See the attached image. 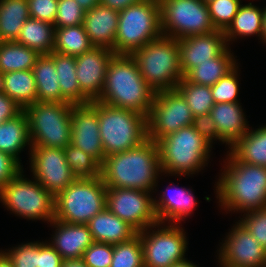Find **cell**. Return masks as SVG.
Returning <instances> with one entry per match:
<instances>
[{"instance_id": "4316f807", "label": "cell", "mask_w": 266, "mask_h": 267, "mask_svg": "<svg viewBox=\"0 0 266 267\" xmlns=\"http://www.w3.org/2000/svg\"><path fill=\"white\" fill-rule=\"evenodd\" d=\"M26 146L32 147L27 116L22 111L15 118L0 124V152L11 155L22 164L19 155Z\"/></svg>"}, {"instance_id": "c3c4849f", "label": "cell", "mask_w": 266, "mask_h": 267, "mask_svg": "<svg viewBox=\"0 0 266 267\" xmlns=\"http://www.w3.org/2000/svg\"><path fill=\"white\" fill-rule=\"evenodd\" d=\"M61 255L47 241H38V266L37 267H62Z\"/></svg>"}, {"instance_id": "db71d44e", "label": "cell", "mask_w": 266, "mask_h": 267, "mask_svg": "<svg viewBox=\"0 0 266 267\" xmlns=\"http://www.w3.org/2000/svg\"><path fill=\"white\" fill-rule=\"evenodd\" d=\"M0 267H14L11 259L3 250H0Z\"/></svg>"}, {"instance_id": "ba28073f", "label": "cell", "mask_w": 266, "mask_h": 267, "mask_svg": "<svg viewBox=\"0 0 266 267\" xmlns=\"http://www.w3.org/2000/svg\"><path fill=\"white\" fill-rule=\"evenodd\" d=\"M163 35L160 7L156 0H143L119 11L115 54L131 55Z\"/></svg>"}, {"instance_id": "ac0fdd59", "label": "cell", "mask_w": 266, "mask_h": 267, "mask_svg": "<svg viewBox=\"0 0 266 267\" xmlns=\"http://www.w3.org/2000/svg\"><path fill=\"white\" fill-rule=\"evenodd\" d=\"M114 51L93 47L76 56V76L81 91L91 100H96L102 92L107 66L114 56Z\"/></svg>"}, {"instance_id": "83f0119b", "label": "cell", "mask_w": 266, "mask_h": 267, "mask_svg": "<svg viewBox=\"0 0 266 267\" xmlns=\"http://www.w3.org/2000/svg\"><path fill=\"white\" fill-rule=\"evenodd\" d=\"M39 102H67L61 94L54 60L49 54L39 55L32 68Z\"/></svg>"}, {"instance_id": "e0dca14e", "label": "cell", "mask_w": 266, "mask_h": 267, "mask_svg": "<svg viewBox=\"0 0 266 267\" xmlns=\"http://www.w3.org/2000/svg\"><path fill=\"white\" fill-rule=\"evenodd\" d=\"M71 144L93 156L100 164L105 159L101 143L97 110L89 103L73 105Z\"/></svg>"}, {"instance_id": "4dcf8cb0", "label": "cell", "mask_w": 266, "mask_h": 267, "mask_svg": "<svg viewBox=\"0 0 266 267\" xmlns=\"http://www.w3.org/2000/svg\"><path fill=\"white\" fill-rule=\"evenodd\" d=\"M231 52L229 46L221 55L211 59V62L200 63L191 69L184 78L191 83L212 87L238 64Z\"/></svg>"}, {"instance_id": "9c48e42d", "label": "cell", "mask_w": 266, "mask_h": 267, "mask_svg": "<svg viewBox=\"0 0 266 267\" xmlns=\"http://www.w3.org/2000/svg\"><path fill=\"white\" fill-rule=\"evenodd\" d=\"M68 102H39L25 107L32 146L64 149L71 143V113Z\"/></svg>"}, {"instance_id": "60d3db41", "label": "cell", "mask_w": 266, "mask_h": 267, "mask_svg": "<svg viewBox=\"0 0 266 267\" xmlns=\"http://www.w3.org/2000/svg\"><path fill=\"white\" fill-rule=\"evenodd\" d=\"M85 11L76 0H58L55 28L82 25Z\"/></svg>"}, {"instance_id": "681fc988", "label": "cell", "mask_w": 266, "mask_h": 267, "mask_svg": "<svg viewBox=\"0 0 266 267\" xmlns=\"http://www.w3.org/2000/svg\"><path fill=\"white\" fill-rule=\"evenodd\" d=\"M23 109L0 90V124L15 118Z\"/></svg>"}, {"instance_id": "cb8c5ba5", "label": "cell", "mask_w": 266, "mask_h": 267, "mask_svg": "<svg viewBox=\"0 0 266 267\" xmlns=\"http://www.w3.org/2000/svg\"><path fill=\"white\" fill-rule=\"evenodd\" d=\"M94 242L117 244L131 240L137 231L105 208L88 222Z\"/></svg>"}, {"instance_id": "ab89813d", "label": "cell", "mask_w": 266, "mask_h": 267, "mask_svg": "<svg viewBox=\"0 0 266 267\" xmlns=\"http://www.w3.org/2000/svg\"><path fill=\"white\" fill-rule=\"evenodd\" d=\"M238 64L224 77H221L212 87L211 93L215 103H234L238 100L239 74Z\"/></svg>"}, {"instance_id": "30bf717a", "label": "cell", "mask_w": 266, "mask_h": 267, "mask_svg": "<svg viewBox=\"0 0 266 267\" xmlns=\"http://www.w3.org/2000/svg\"><path fill=\"white\" fill-rule=\"evenodd\" d=\"M23 169L0 189V202L15 216L50 223L55 217L54 196ZM33 180V181H32Z\"/></svg>"}, {"instance_id": "f546056e", "label": "cell", "mask_w": 266, "mask_h": 267, "mask_svg": "<svg viewBox=\"0 0 266 267\" xmlns=\"http://www.w3.org/2000/svg\"><path fill=\"white\" fill-rule=\"evenodd\" d=\"M15 42L35 50L39 55L50 54L55 44V27L51 23L29 18Z\"/></svg>"}, {"instance_id": "6da1fadb", "label": "cell", "mask_w": 266, "mask_h": 267, "mask_svg": "<svg viewBox=\"0 0 266 267\" xmlns=\"http://www.w3.org/2000/svg\"><path fill=\"white\" fill-rule=\"evenodd\" d=\"M215 184L221 209L246 213L266 208V167L240 161L230 150Z\"/></svg>"}, {"instance_id": "5bb4252c", "label": "cell", "mask_w": 266, "mask_h": 267, "mask_svg": "<svg viewBox=\"0 0 266 267\" xmlns=\"http://www.w3.org/2000/svg\"><path fill=\"white\" fill-rule=\"evenodd\" d=\"M151 193L129 188H107L106 208L140 232L158 222Z\"/></svg>"}, {"instance_id": "d4e9b609", "label": "cell", "mask_w": 266, "mask_h": 267, "mask_svg": "<svg viewBox=\"0 0 266 267\" xmlns=\"http://www.w3.org/2000/svg\"><path fill=\"white\" fill-rule=\"evenodd\" d=\"M55 65L62 97L73 105L89 104L91 100L81 91L76 76V57L57 52L49 54Z\"/></svg>"}, {"instance_id": "ffe728a7", "label": "cell", "mask_w": 266, "mask_h": 267, "mask_svg": "<svg viewBox=\"0 0 266 267\" xmlns=\"http://www.w3.org/2000/svg\"><path fill=\"white\" fill-rule=\"evenodd\" d=\"M191 190L172 184L162 190L159 200L154 197V209L158 222L181 224V221L187 219L198 203Z\"/></svg>"}, {"instance_id": "f907efd6", "label": "cell", "mask_w": 266, "mask_h": 267, "mask_svg": "<svg viewBox=\"0 0 266 267\" xmlns=\"http://www.w3.org/2000/svg\"><path fill=\"white\" fill-rule=\"evenodd\" d=\"M141 1L143 0H100V4L116 11H121Z\"/></svg>"}, {"instance_id": "bcb514c9", "label": "cell", "mask_w": 266, "mask_h": 267, "mask_svg": "<svg viewBox=\"0 0 266 267\" xmlns=\"http://www.w3.org/2000/svg\"><path fill=\"white\" fill-rule=\"evenodd\" d=\"M192 126L211 146L217 140L222 143L210 113L193 117Z\"/></svg>"}, {"instance_id": "3957f363", "label": "cell", "mask_w": 266, "mask_h": 267, "mask_svg": "<svg viewBox=\"0 0 266 267\" xmlns=\"http://www.w3.org/2000/svg\"><path fill=\"white\" fill-rule=\"evenodd\" d=\"M155 94L131 55L114 54L107 66L101 95L96 100L148 116Z\"/></svg>"}, {"instance_id": "8992f818", "label": "cell", "mask_w": 266, "mask_h": 267, "mask_svg": "<svg viewBox=\"0 0 266 267\" xmlns=\"http://www.w3.org/2000/svg\"><path fill=\"white\" fill-rule=\"evenodd\" d=\"M131 56L143 79L155 93L176 89L183 78L177 39L162 35L134 51Z\"/></svg>"}, {"instance_id": "11a10c76", "label": "cell", "mask_w": 266, "mask_h": 267, "mask_svg": "<svg viewBox=\"0 0 266 267\" xmlns=\"http://www.w3.org/2000/svg\"><path fill=\"white\" fill-rule=\"evenodd\" d=\"M170 267H199L198 265H196L195 263H193L192 261H189L186 259L179 261L173 265H171Z\"/></svg>"}, {"instance_id": "f5cc1de1", "label": "cell", "mask_w": 266, "mask_h": 267, "mask_svg": "<svg viewBox=\"0 0 266 267\" xmlns=\"http://www.w3.org/2000/svg\"><path fill=\"white\" fill-rule=\"evenodd\" d=\"M81 8L86 12L97 6L100 3V0H76Z\"/></svg>"}, {"instance_id": "7a4b0ae2", "label": "cell", "mask_w": 266, "mask_h": 267, "mask_svg": "<svg viewBox=\"0 0 266 267\" xmlns=\"http://www.w3.org/2000/svg\"><path fill=\"white\" fill-rule=\"evenodd\" d=\"M161 173L158 145L150 138L137 147L105 156L101 164V178L106 188H129L153 193L157 191Z\"/></svg>"}, {"instance_id": "7402d4cb", "label": "cell", "mask_w": 266, "mask_h": 267, "mask_svg": "<svg viewBox=\"0 0 266 267\" xmlns=\"http://www.w3.org/2000/svg\"><path fill=\"white\" fill-rule=\"evenodd\" d=\"M119 11L100 3L86 11L83 25L94 47L107 48L115 53V36L117 33Z\"/></svg>"}, {"instance_id": "74e56055", "label": "cell", "mask_w": 266, "mask_h": 267, "mask_svg": "<svg viewBox=\"0 0 266 267\" xmlns=\"http://www.w3.org/2000/svg\"><path fill=\"white\" fill-rule=\"evenodd\" d=\"M110 267H144L143 248L138 234L129 241L113 244Z\"/></svg>"}, {"instance_id": "9a60e30c", "label": "cell", "mask_w": 266, "mask_h": 267, "mask_svg": "<svg viewBox=\"0 0 266 267\" xmlns=\"http://www.w3.org/2000/svg\"><path fill=\"white\" fill-rule=\"evenodd\" d=\"M28 152L32 177L54 197L76 179L66 162L64 149L32 146Z\"/></svg>"}, {"instance_id": "277c9868", "label": "cell", "mask_w": 266, "mask_h": 267, "mask_svg": "<svg viewBox=\"0 0 266 267\" xmlns=\"http://www.w3.org/2000/svg\"><path fill=\"white\" fill-rule=\"evenodd\" d=\"M161 175L192 176L209 163L212 146L193 128L182 127L157 142Z\"/></svg>"}, {"instance_id": "f35d334b", "label": "cell", "mask_w": 266, "mask_h": 267, "mask_svg": "<svg viewBox=\"0 0 266 267\" xmlns=\"http://www.w3.org/2000/svg\"><path fill=\"white\" fill-rule=\"evenodd\" d=\"M211 23L216 30L225 31L242 5L241 0H211L207 3Z\"/></svg>"}, {"instance_id": "5b68a950", "label": "cell", "mask_w": 266, "mask_h": 267, "mask_svg": "<svg viewBox=\"0 0 266 267\" xmlns=\"http://www.w3.org/2000/svg\"><path fill=\"white\" fill-rule=\"evenodd\" d=\"M105 156L137 147L148 139L147 116L94 100Z\"/></svg>"}, {"instance_id": "f1b7e54d", "label": "cell", "mask_w": 266, "mask_h": 267, "mask_svg": "<svg viewBox=\"0 0 266 267\" xmlns=\"http://www.w3.org/2000/svg\"><path fill=\"white\" fill-rule=\"evenodd\" d=\"M264 8H259L252 4H242L231 24L224 31L226 42L229 45L230 42L246 36L256 35L261 39L262 36V21H263Z\"/></svg>"}, {"instance_id": "4fadbf2b", "label": "cell", "mask_w": 266, "mask_h": 267, "mask_svg": "<svg viewBox=\"0 0 266 267\" xmlns=\"http://www.w3.org/2000/svg\"><path fill=\"white\" fill-rule=\"evenodd\" d=\"M193 117L186 99L177 89L157 92L147 116L148 138L157 142L192 125Z\"/></svg>"}, {"instance_id": "680465c9", "label": "cell", "mask_w": 266, "mask_h": 267, "mask_svg": "<svg viewBox=\"0 0 266 267\" xmlns=\"http://www.w3.org/2000/svg\"><path fill=\"white\" fill-rule=\"evenodd\" d=\"M3 43V41H2V39H1V37H0V47H1V44Z\"/></svg>"}, {"instance_id": "ee69618b", "label": "cell", "mask_w": 266, "mask_h": 267, "mask_svg": "<svg viewBox=\"0 0 266 267\" xmlns=\"http://www.w3.org/2000/svg\"><path fill=\"white\" fill-rule=\"evenodd\" d=\"M113 244L93 242L83 253L82 259L88 267H110Z\"/></svg>"}, {"instance_id": "1f68e13d", "label": "cell", "mask_w": 266, "mask_h": 267, "mask_svg": "<svg viewBox=\"0 0 266 267\" xmlns=\"http://www.w3.org/2000/svg\"><path fill=\"white\" fill-rule=\"evenodd\" d=\"M242 162L266 167V124L249 130L230 148Z\"/></svg>"}, {"instance_id": "7c38bea8", "label": "cell", "mask_w": 266, "mask_h": 267, "mask_svg": "<svg viewBox=\"0 0 266 267\" xmlns=\"http://www.w3.org/2000/svg\"><path fill=\"white\" fill-rule=\"evenodd\" d=\"M180 226L157 222L137 233L141 238L144 267H170L186 259L187 236Z\"/></svg>"}, {"instance_id": "d590c367", "label": "cell", "mask_w": 266, "mask_h": 267, "mask_svg": "<svg viewBox=\"0 0 266 267\" xmlns=\"http://www.w3.org/2000/svg\"><path fill=\"white\" fill-rule=\"evenodd\" d=\"M176 89L186 99L194 117L210 113L215 104L209 86L191 83L183 77Z\"/></svg>"}, {"instance_id": "7dc6e473", "label": "cell", "mask_w": 266, "mask_h": 267, "mask_svg": "<svg viewBox=\"0 0 266 267\" xmlns=\"http://www.w3.org/2000/svg\"><path fill=\"white\" fill-rule=\"evenodd\" d=\"M22 169L23 165L15 158L7 153L0 152V189L12 180Z\"/></svg>"}, {"instance_id": "e575fe53", "label": "cell", "mask_w": 266, "mask_h": 267, "mask_svg": "<svg viewBox=\"0 0 266 267\" xmlns=\"http://www.w3.org/2000/svg\"><path fill=\"white\" fill-rule=\"evenodd\" d=\"M39 54L15 41L3 42L0 47V74L32 70Z\"/></svg>"}, {"instance_id": "d6986e66", "label": "cell", "mask_w": 266, "mask_h": 267, "mask_svg": "<svg viewBox=\"0 0 266 267\" xmlns=\"http://www.w3.org/2000/svg\"><path fill=\"white\" fill-rule=\"evenodd\" d=\"M178 42L183 77L200 63L211 62L229 47L221 30L178 39Z\"/></svg>"}, {"instance_id": "b9f144b4", "label": "cell", "mask_w": 266, "mask_h": 267, "mask_svg": "<svg viewBox=\"0 0 266 267\" xmlns=\"http://www.w3.org/2000/svg\"><path fill=\"white\" fill-rule=\"evenodd\" d=\"M3 251L11 259L14 267L38 266V241L22 243Z\"/></svg>"}, {"instance_id": "2e32d148", "label": "cell", "mask_w": 266, "mask_h": 267, "mask_svg": "<svg viewBox=\"0 0 266 267\" xmlns=\"http://www.w3.org/2000/svg\"><path fill=\"white\" fill-rule=\"evenodd\" d=\"M224 239L217 249L220 267H266V249L239 220Z\"/></svg>"}, {"instance_id": "f6af8a7d", "label": "cell", "mask_w": 266, "mask_h": 267, "mask_svg": "<svg viewBox=\"0 0 266 267\" xmlns=\"http://www.w3.org/2000/svg\"><path fill=\"white\" fill-rule=\"evenodd\" d=\"M30 18L54 24L58 0H27Z\"/></svg>"}, {"instance_id": "9f6ffc18", "label": "cell", "mask_w": 266, "mask_h": 267, "mask_svg": "<svg viewBox=\"0 0 266 267\" xmlns=\"http://www.w3.org/2000/svg\"><path fill=\"white\" fill-rule=\"evenodd\" d=\"M262 36L261 40L262 43L266 44V6L264 7V13H263V21H262Z\"/></svg>"}, {"instance_id": "8fae6325", "label": "cell", "mask_w": 266, "mask_h": 267, "mask_svg": "<svg viewBox=\"0 0 266 267\" xmlns=\"http://www.w3.org/2000/svg\"><path fill=\"white\" fill-rule=\"evenodd\" d=\"M159 7L163 36L178 40L216 30L202 0H163Z\"/></svg>"}, {"instance_id": "816d5d0a", "label": "cell", "mask_w": 266, "mask_h": 267, "mask_svg": "<svg viewBox=\"0 0 266 267\" xmlns=\"http://www.w3.org/2000/svg\"><path fill=\"white\" fill-rule=\"evenodd\" d=\"M62 267H88L82 258L64 259Z\"/></svg>"}, {"instance_id": "52a82bcc", "label": "cell", "mask_w": 266, "mask_h": 267, "mask_svg": "<svg viewBox=\"0 0 266 267\" xmlns=\"http://www.w3.org/2000/svg\"><path fill=\"white\" fill-rule=\"evenodd\" d=\"M107 188L101 176L76 178L55 197V217L58 221L88 224L106 208Z\"/></svg>"}, {"instance_id": "44dd1931", "label": "cell", "mask_w": 266, "mask_h": 267, "mask_svg": "<svg viewBox=\"0 0 266 267\" xmlns=\"http://www.w3.org/2000/svg\"><path fill=\"white\" fill-rule=\"evenodd\" d=\"M55 228L49 243L62 259L82 258L85 250L94 242L87 224L66 223L53 219Z\"/></svg>"}, {"instance_id": "7bdbcfd3", "label": "cell", "mask_w": 266, "mask_h": 267, "mask_svg": "<svg viewBox=\"0 0 266 267\" xmlns=\"http://www.w3.org/2000/svg\"><path fill=\"white\" fill-rule=\"evenodd\" d=\"M240 222L252 234L254 239L266 249V208L248 211L242 215Z\"/></svg>"}, {"instance_id": "484cf974", "label": "cell", "mask_w": 266, "mask_h": 267, "mask_svg": "<svg viewBox=\"0 0 266 267\" xmlns=\"http://www.w3.org/2000/svg\"><path fill=\"white\" fill-rule=\"evenodd\" d=\"M0 90L22 109L37 101V88L32 70L0 74Z\"/></svg>"}, {"instance_id": "d6a6232c", "label": "cell", "mask_w": 266, "mask_h": 267, "mask_svg": "<svg viewBox=\"0 0 266 267\" xmlns=\"http://www.w3.org/2000/svg\"><path fill=\"white\" fill-rule=\"evenodd\" d=\"M30 18L27 0H0V37L3 42L16 41Z\"/></svg>"}, {"instance_id": "6f0895ef", "label": "cell", "mask_w": 266, "mask_h": 267, "mask_svg": "<svg viewBox=\"0 0 266 267\" xmlns=\"http://www.w3.org/2000/svg\"><path fill=\"white\" fill-rule=\"evenodd\" d=\"M204 3H208L209 1H211V0H202Z\"/></svg>"}, {"instance_id": "603a6c76", "label": "cell", "mask_w": 266, "mask_h": 267, "mask_svg": "<svg viewBox=\"0 0 266 267\" xmlns=\"http://www.w3.org/2000/svg\"><path fill=\"white\" fill-rule=\"evenodd\" d=\"M218 137L230 148L249 130V124L239 102L215 103L211 108Z\"/></svg>"}, {"instance_id": "836d02e7", "label": "cell", "mask_w": 266, "mask_h": 267, "mask_svg": "<svg viewBox=\"0 0 266 267\" xmlns=\"http://www.w3.org/2000/svg\"><path fill=\"white\" fill-rule=\"evenodd\" d=\"M93 47L83 24L55 28L53 52L76 57L91 50Z\"/></svg>"}, {"instance_id": "8d00e7d4", "label": "cell", "mask_w": 266, "mask_h": 267, "mask_svg": "<svg viewBox=\"0 0 266 267\" xmlns=\"http://www.w3.org/2000/svg\"><path fill=\"white\" fill-rule=\"evenodd\" d=\"M66 162L76 178L101 176V164L91 155L71 143L64 148Z\"/></svg>"}]
</instances>
